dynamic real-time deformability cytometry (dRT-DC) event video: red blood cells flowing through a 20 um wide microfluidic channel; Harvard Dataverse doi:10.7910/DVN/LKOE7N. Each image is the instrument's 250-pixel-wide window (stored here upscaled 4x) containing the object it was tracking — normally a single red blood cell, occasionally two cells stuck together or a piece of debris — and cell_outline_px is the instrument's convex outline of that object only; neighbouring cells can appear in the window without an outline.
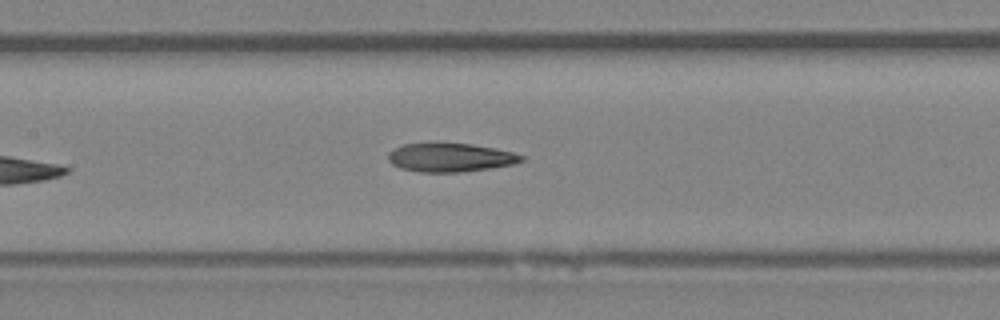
{"species": "Egyptian fruit bat (a non-hibernating species)", "species_latin": "Rousettus aegyptiacus", "temperature_condition": "room temperature", "stored_images_in_passage": 8, "camera_frame_rate_fps": 3000, "um_per_image_px": 0.085, "animal": {"sex": "female"}, "frame": {"image": 1, "passage_image": 8, "time_ms": 8.0, "image_size_px": [1000, 320], "cell_outline_px": [[524, 160], [512, 164], [488, 168], [460, 172], [420, 172], [400, 168], [392, 164], [388, 160], [388, 152], [404, 144], [472, 144], [512, 152], [524, 156]], "centroid_in_image_um": [38.25, 13.4], "position_along_channel_um": 169.1, "area_um2": 21.79}}